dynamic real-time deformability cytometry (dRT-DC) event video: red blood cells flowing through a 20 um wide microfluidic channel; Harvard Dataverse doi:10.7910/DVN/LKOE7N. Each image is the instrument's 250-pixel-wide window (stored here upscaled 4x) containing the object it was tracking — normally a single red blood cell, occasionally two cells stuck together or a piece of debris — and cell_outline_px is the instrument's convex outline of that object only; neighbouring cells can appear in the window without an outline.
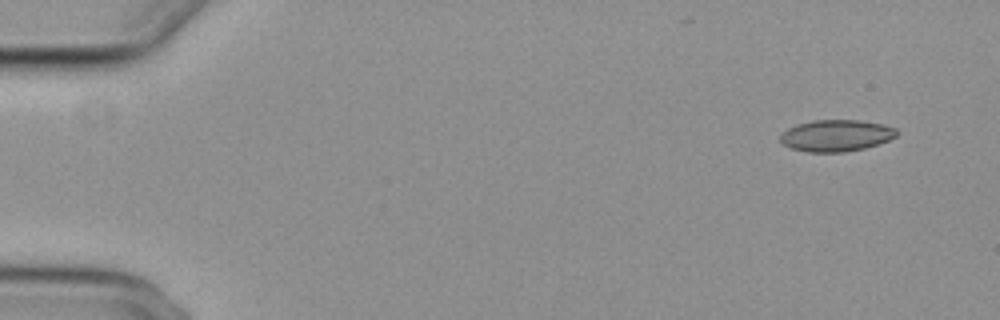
{"species": "common noctule bat (a hibernating species)", "species_latin": "Nyctalus noctula", "temperature_condition": "cold", "stored_images_in_passage": 53, "camera_frame_rate_fps": 3000, "um_per_image_px": 0.085, "animal": {"sex": "female", "body_mass_g": 29.2, "forearm_length_mm": 56.3}, "frame": {"image": 1, "passage_image": 1, "time_ms": 0.0, "image_size_px": [1000, 320], "cell_outline_px": [[900, 132], [896, 136], [888, 140], [864, 148], [844, 152], [808, 152], [792, 148], [784, 144], [780, 140], [780, 136], [788, 128], [796, 124], [812, 120], [860, 120], [884, 124], [896, 128]], "centroid_in_image_um": [71.1, 11.51], "position_along_channel_um": 13.9, "area_um2": 21.44}}
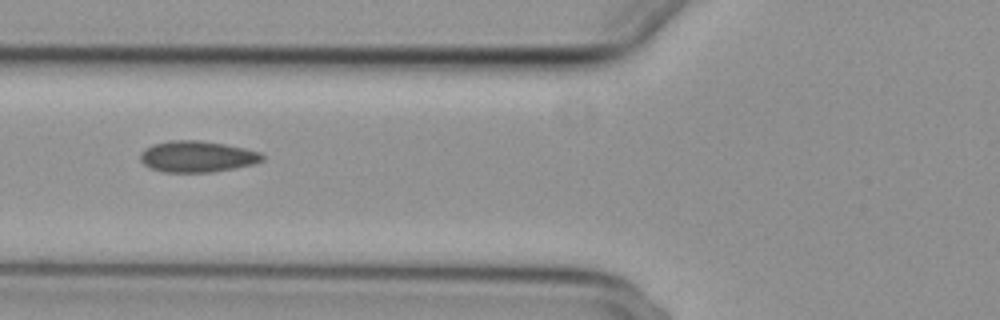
{"frame": {"image": 2, "passage_image": 19, "time_ms": 6.0, "image_size_px": [1000, 320], "cell_outline_px": [[264, 160], [252, 164], [236, 168], [212, 172], [160, 172], [144, 164], [140, 160], [140, 152], [144, 148], [152, 144], [172, 140], [200, 140], [224, 144], [244, 148], [260, 152], [264, 156]], "centroid_in_image_um": [16.74, 13.3], "position_along_channel_um": 109.1, "area_um2": 22.31}}
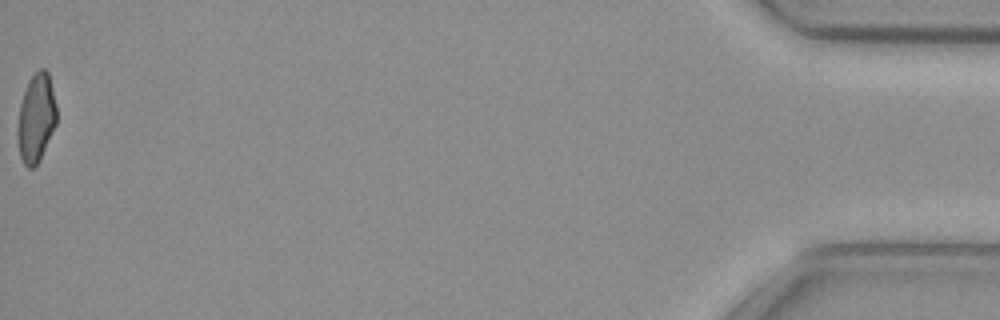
{"frame": {"image": 3, "passage_image": 53, "time_ms": 17.333, "image_size_px": [1000, 320], "cell_outline_px": [[56, 124], [40, 160], [32, 168], [28, 168], [24, 164], [20, 156], [16, 132], [20, 104], [28, 80], [40, 68], [44, 68], [48, 72], [56, 104]], "centroid_in_image_um": [3.06, 10.04], "position_along_channel_um": 432.1, "area_um2": 20.11}, "authors_computed_cell_mechanics": {"area_um2": 21.4438, "velocity_mm_per_s": 3.7406, "shape_relaxation_time_tau1_ms": null, "shape_relaxation_time_tau2_ms": 2.6803, "deformation_change_tau1": null, "deformation_change_tau2": 0.0621}}